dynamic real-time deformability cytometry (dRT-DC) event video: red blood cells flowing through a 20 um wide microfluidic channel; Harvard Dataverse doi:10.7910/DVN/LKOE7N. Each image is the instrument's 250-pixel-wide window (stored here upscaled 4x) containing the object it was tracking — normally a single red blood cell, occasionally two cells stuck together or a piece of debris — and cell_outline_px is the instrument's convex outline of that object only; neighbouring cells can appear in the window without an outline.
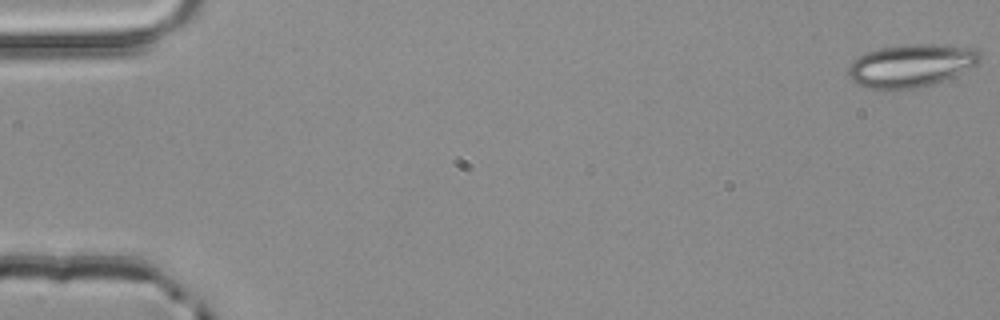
{"species": "common noctule bat (a hibernating species)", "species_latin": "Nyctalus noctula", "temperature_condition": "room temperature", "stored_images_in_passage": 4, "camera_frame_rate_fps": 3000, "um_per_image_px": 0.085, "animal": {"sex": "male", "body_mass_g": 20.4}, "frame": {"image": 1, "passage_image": 1, "time_ms": 0.0, "image_size_px": [1000, 320], "cell_outline_px": [[980, 64], [952, 76], [932, 84], [916, 88], [868, 88], [856, 84], [852, 80], [848, 72], [848, 64], [852, 60], [864, 52], [880, 48], [900, 44], [936, 44], [976, 48], [980, 52]], "centroid_in_image_um": [77.43, 5.54], "position_along_channel_um": 7.6, "area_um2": 32.95}}